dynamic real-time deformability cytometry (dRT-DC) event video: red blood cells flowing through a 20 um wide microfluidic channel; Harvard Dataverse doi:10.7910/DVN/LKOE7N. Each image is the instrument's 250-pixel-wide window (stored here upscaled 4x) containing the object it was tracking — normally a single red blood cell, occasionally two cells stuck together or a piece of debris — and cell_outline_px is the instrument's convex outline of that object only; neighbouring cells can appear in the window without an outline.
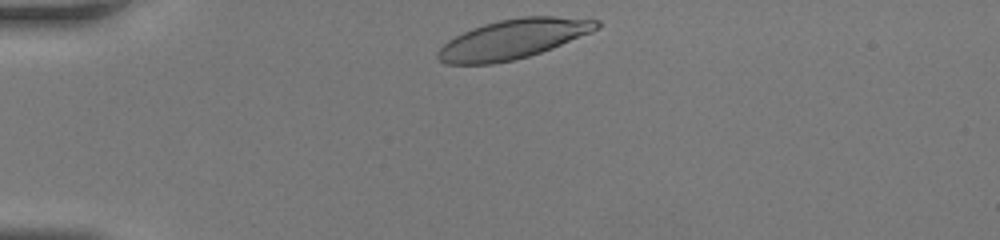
{"species": "human", "species_latin": "Homo sapiens", "temperature_condition": "room temperature", "stored_images_in_passage": 28, "camera_frame_rate_fps": 3000, "um_per_image_px": 0.085, "donor": {"sex": "female"}, "frame": {"image": 1, "passage_image": 1, "time_ms": 0.0, "image_size_px": [1000, 240], "cell_outline_px": [[600, 28], [592, 32], [552, 48], [528, 56], [512, 60], [492, 64], [444, 64], [436, 56], [436, 52], [448, 40], [472, 28], [484, 24], [500, 20], [524, 16], [556, 16], [600, 20]], "centroid_in_image_um": [43.62, 3.32], "position_along_channel_um": 41.4, "area_um2": 36.41}}
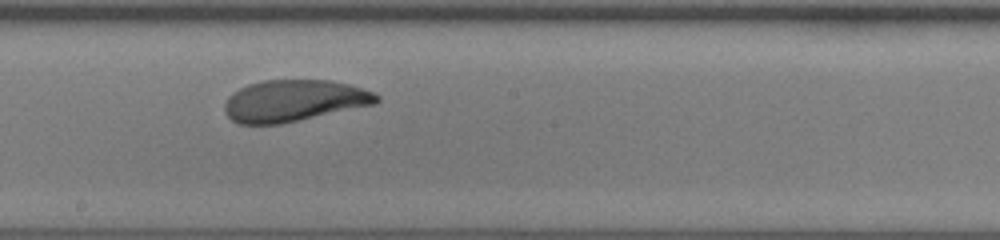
{"frame": {"image": 2, "passage_image": 16, "time_ms": 5.0, "image_size_px": [1000, 240], "cell_outline_px": [[380, 100], [376, 104], [280, 124], [240, 124], [232, 120], [224, 112], [224, 104], [228, 96], [232, 92], [248, 84], [264, 80], [332, 80], [348, 84], [372, 92], [380, 96]], "centroid_in_image_um": [24.96, 8.56], "position_along_channel_um": 223.2, "area_um2": 36.88}}
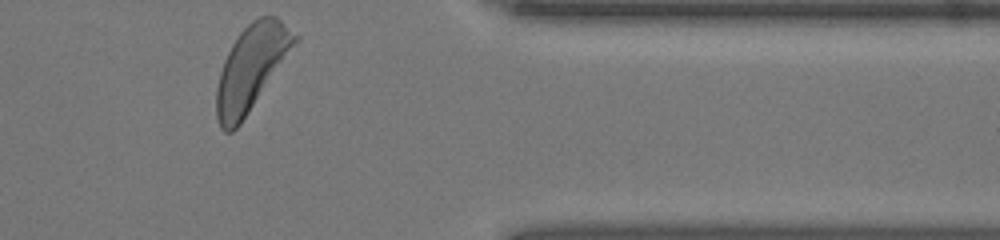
{"frame": {"image": 3, "passage_image": 28, "time_ms": 9.0, "image_size_px": [1000, 240], "cell_outline_px": [[300, 40], [240, 124], [232, 132], [224, 132], [220, 128], [216, 116], [216, 88], [220, 72], [224, 60], [232, 44], [240, 32], [252, 20], [260, 16], [276, 16], [300, 36]], "centroid_in_image_um": [21.38, 5.76], "position_along_channel_um": 390.0, "area_um2": 38.78}}